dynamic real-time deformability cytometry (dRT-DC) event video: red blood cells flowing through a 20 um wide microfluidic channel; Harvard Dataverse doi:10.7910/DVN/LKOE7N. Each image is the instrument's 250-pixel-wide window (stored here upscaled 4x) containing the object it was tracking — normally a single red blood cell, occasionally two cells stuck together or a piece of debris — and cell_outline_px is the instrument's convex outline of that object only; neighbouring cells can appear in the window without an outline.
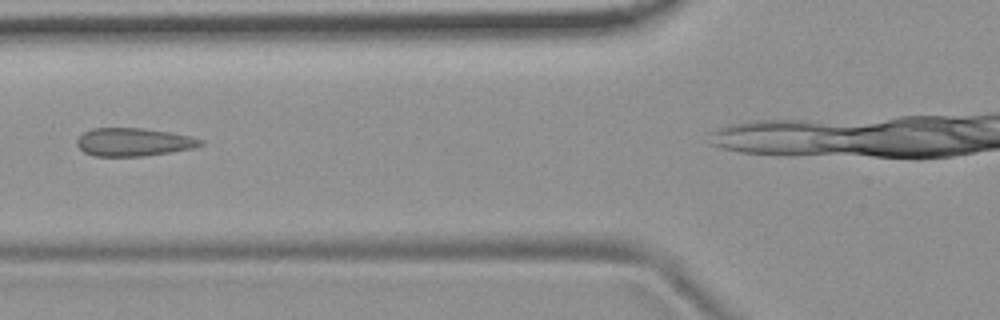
{"species": "common noctule bat (a hibernating species)", "species_latin": "Nyctalus noctula", "temperature_condition": "room temperature", "stored_images_in_passage": 6, "camera_frame_rate_fps": 3000, "um_per_image_px": 0.085, "animal": {"sex": "female", "body_mass_g": 19.9}, "frame": {"image": 1, "passage_image": 3, "time_ms": 0.667, "image_size_px": [1000, 320], "cell_outline_px": [[204, 144], [192, 148], [144, 156], [92, 156], [84, 152], [76, 144], [76, 140], [84, 132], [92, 128], [144, 128], [192, 136], [204, 140]], "centroid_in_image_um": [11.34, 12.07], "position_along_channel_um": 114.5, "area_um2": 20.23}}